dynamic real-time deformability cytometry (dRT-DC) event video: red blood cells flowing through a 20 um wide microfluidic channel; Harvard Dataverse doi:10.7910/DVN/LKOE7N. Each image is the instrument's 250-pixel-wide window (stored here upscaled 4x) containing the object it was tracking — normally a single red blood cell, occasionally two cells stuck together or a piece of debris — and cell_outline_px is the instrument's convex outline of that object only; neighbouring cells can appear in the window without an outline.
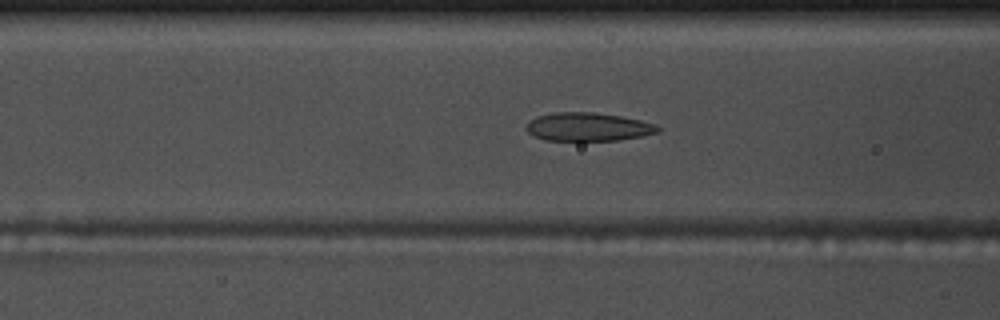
{"species": "common noctule bat (a hibernating species)", "species_latin": "Nyctalus noctula", "temperature_condition": "warm", "stored_images_in_passage": 55, "segment_of_instrument_passage": [1, 2], "camera_frame_rate_fps": 3000, "um_per_image_px": 0.085, "animal": {"sex": "male", "body_mass_g": 17.5, "forearm_length_mm": 52.3}, "frame": {"image": 1, "passage_image": 21, "time_ms": 6.667, "image_size_px": [1000, 320], "cell_outline_px": [[660, 132], [620, 140], [548, 140], [536, 136], [528, 132], [524, 128], [536, 116], [556, 112], [592, 112], [620, 116], [640, 120], [656, 124], [660, 128]], "centroid_in_image_um": [50.01, 10.78], "position_along_channel_um": 116.6, "area_um2": 21.56}}
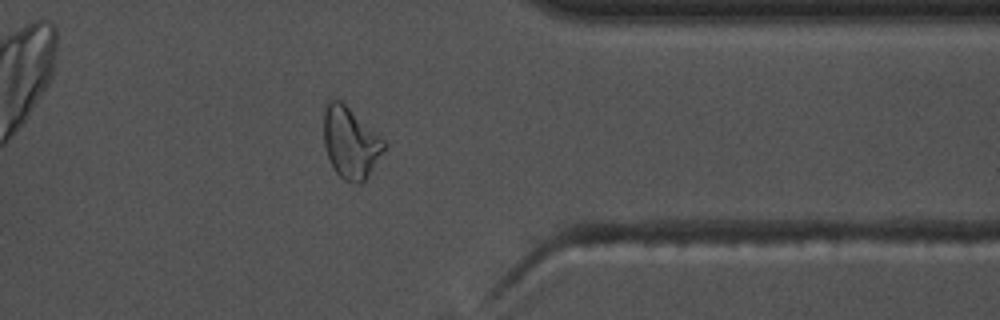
{"frame": {"image": 2, "passage_image": 43, "time_ms": 14.0, "image_size_px": [1000, 320], "cell_outline_px": [[388, 148], [368, 176], [360, 184], [344, 180], [336, 172], [328, 156], [324, 144], [324, 104], [328, 96], [340, 100], [380, 136], [388, 144]], "centroid_in_image_um": [29.8, 12.1], "position_along_channel_um": 381.6, "area_um2": 25.26}}
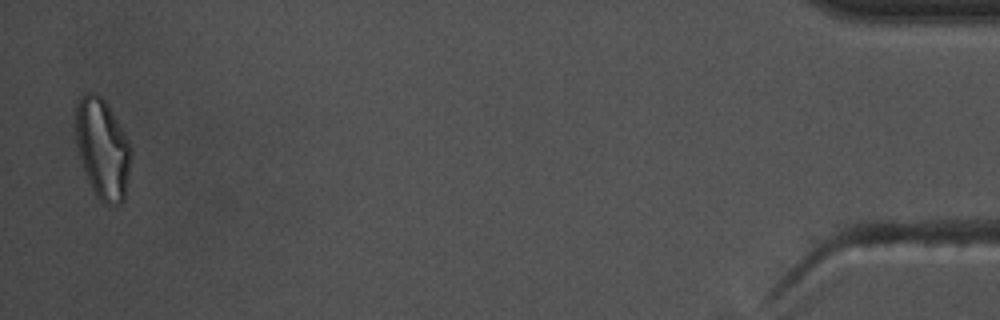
{"frame": {"image": 3, "passage_image": 53, "time_ms": 17.333, "image_size_px": [1000, 320], "cell_outline_px": [[132, 152], [124, 200], [120, 204], [104, 204], [96, 196], [88, 180], [76, 144], [76, 100], [84, 92], [92, 92], [100, 96], [104, 100], [128, 140], [132, 148]], "centroid_in_image_um": [8.71, 12.64], "position_along_channel_um": 426.5, "area_um2": 31.96}}